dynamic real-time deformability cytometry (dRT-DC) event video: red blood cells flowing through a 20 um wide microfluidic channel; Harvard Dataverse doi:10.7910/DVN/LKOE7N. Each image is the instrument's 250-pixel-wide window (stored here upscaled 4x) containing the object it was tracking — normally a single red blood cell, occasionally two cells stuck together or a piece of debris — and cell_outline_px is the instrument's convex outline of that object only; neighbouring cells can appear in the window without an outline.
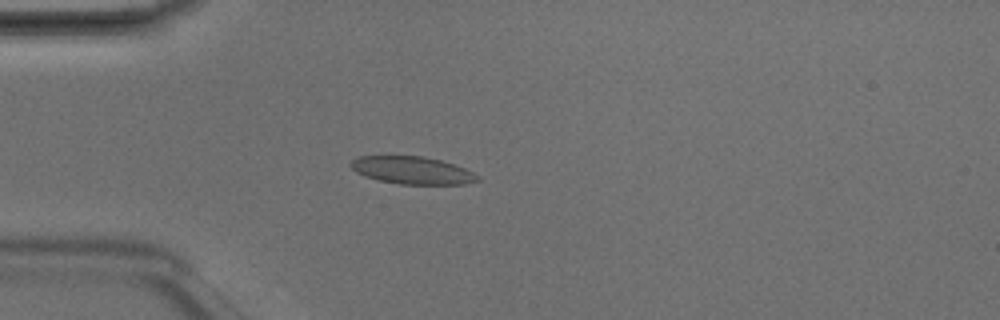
{"species": "Egyptian fruit bat (a non-hibernating species)", "species_latin": "Rousettus aegyptiacus", "temperature_condition": "room temperature", "stored_images_in_passage": 3, "camera_frame_rate_fps": 3000, "um_per_image_px": 0.085, "animal": {"sex": "male"}, "frame": {"image": 1, "passage_image": 3, "time_ms": 0.667, "image_size_px": [1000, 320], "cell_outline_px": [[480, 180], [464, 184], [400, 184], [380, 180], [364, 176], [356, 172], [348, 164], [352, 160], [360, 156], [424, 156], [440, 160], [464, 168], [480, 176]], "centroid_in_image_um": [35.03, 14.47], "position_along_channel_um": 50.0, "area_um2": 20.23}}